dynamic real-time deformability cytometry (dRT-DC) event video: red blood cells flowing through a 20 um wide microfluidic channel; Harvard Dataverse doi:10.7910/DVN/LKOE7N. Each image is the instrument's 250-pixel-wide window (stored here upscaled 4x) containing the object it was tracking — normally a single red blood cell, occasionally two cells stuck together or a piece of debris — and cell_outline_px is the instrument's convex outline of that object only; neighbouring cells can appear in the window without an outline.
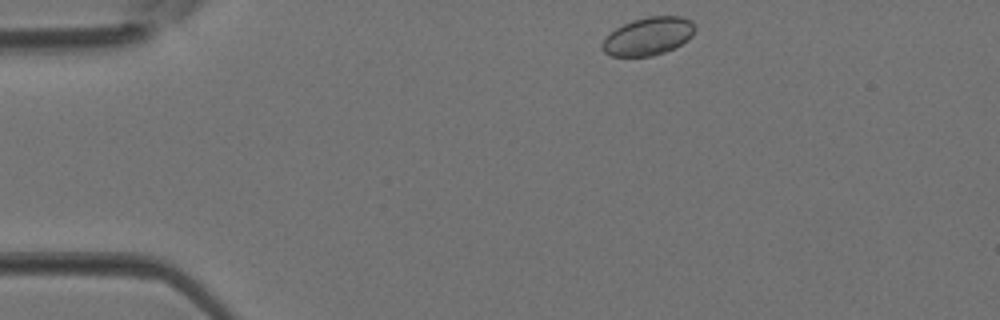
{"species": "Egyptian fruit bat (a non-hibernating species)", "species_latin": "Rousettus aegyptiacus", "temperature_condition": "room temperature", "stored_images_in_passage": 2, "camera_frame_rate_fps": 3000, "um_per_image_px": 0.085, "animal": {"sex": "female"}, "frame": {"image": 1, "passage_image": 2, "time_ms": 0.333, "image_size_px": [1000, 320], "cell_outline_px": [[696, 28], [692, 36], [688, 40], [664, 52], [652, 56], [612, 56], [604, 52], [600, 48], [604, 40], [616, 28], [632, 20], [648, 16], [680, 16], [692, 20], [696, 24]], "centroid_in_image_um": [55.13, 3.07], "position_along_channel_um": 29.9, "area_um2": 20.46}}